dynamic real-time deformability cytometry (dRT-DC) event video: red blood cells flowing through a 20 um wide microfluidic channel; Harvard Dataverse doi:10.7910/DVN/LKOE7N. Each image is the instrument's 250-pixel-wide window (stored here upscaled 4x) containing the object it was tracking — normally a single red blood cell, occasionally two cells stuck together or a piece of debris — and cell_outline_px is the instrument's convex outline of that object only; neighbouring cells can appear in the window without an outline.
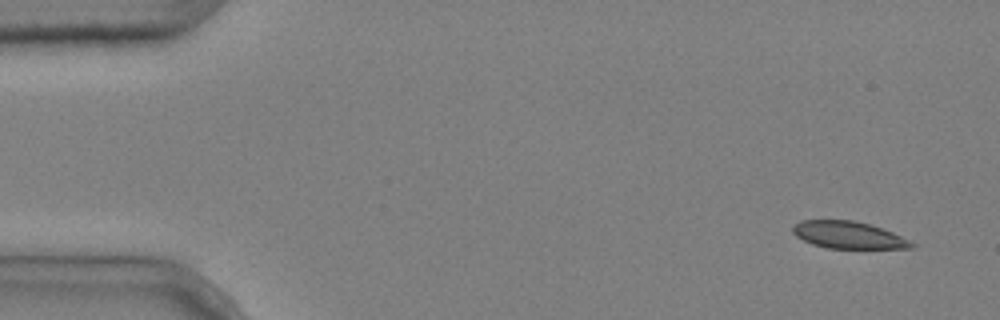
{"species": "common noctule bat (a hibernating species)", "species_latin": "Nyctalus noctula", "temperature_condition": "cold", "stored_images_in_passage": 5, "camera_frame_rate_fps": 3000, "um_per_image_px": 0.085, "animal": {"sex": "male", "body_mass_g": 20.4}, "frame": {"image": 1, "passage_image": 1, "time_ms": 0.0, "image_size_px": [1000, 320], "cell_outline_px": [[916, 244], [912, 248], [828, 248], [812, 244], [796, 236], [792, 232], [792, 228], [800, 220], [852, 220], [868, 224], [892, 232]], "centroid_in_image_um": [72.08, 19.97], "position_along_channel_um": 12.9, "area_um2": 18.5}}